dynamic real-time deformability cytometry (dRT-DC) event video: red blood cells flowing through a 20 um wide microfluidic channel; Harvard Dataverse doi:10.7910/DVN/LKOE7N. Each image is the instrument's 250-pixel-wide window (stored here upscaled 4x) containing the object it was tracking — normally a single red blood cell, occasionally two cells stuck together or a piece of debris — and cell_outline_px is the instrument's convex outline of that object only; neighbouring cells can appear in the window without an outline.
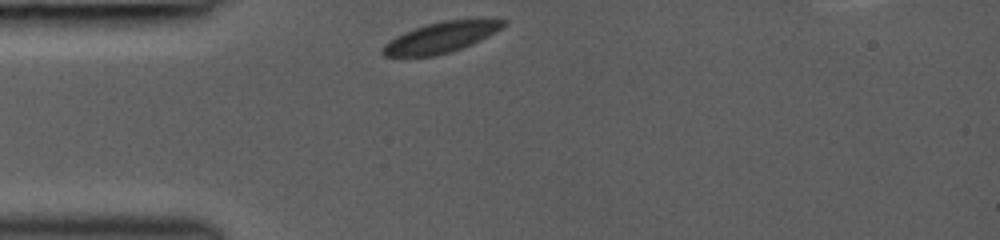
{"species": "common noctule bat (a hibernating species)", "species_latin": "Nyctalus noctula", "temperature_condition": "room temperature", "stored_images_in_passage": 9, "camera_frame_rate_fps": 3000, "um_per_image_px": 0.085, "animal": {"sex": "female", "body_mass_g": 19.0, "forearm_length_mm": 53.3}, "frame": {"image": 1, "passage_image": 1, "time_ms": 0.0, "image_size_px": [1000, 240], "cell_outline_px": [[508, 20], [504, 28], [472, 44], [436, 56], [384, 56], [380, 52], [380, 48], [384, 44], [396, 36], [404, 32], [428, 24], [444, 20]], "centroid_in_image_um": [37.45, 3.19], "position_along_channel_um": 47.5, "area_um2": 21.21}}